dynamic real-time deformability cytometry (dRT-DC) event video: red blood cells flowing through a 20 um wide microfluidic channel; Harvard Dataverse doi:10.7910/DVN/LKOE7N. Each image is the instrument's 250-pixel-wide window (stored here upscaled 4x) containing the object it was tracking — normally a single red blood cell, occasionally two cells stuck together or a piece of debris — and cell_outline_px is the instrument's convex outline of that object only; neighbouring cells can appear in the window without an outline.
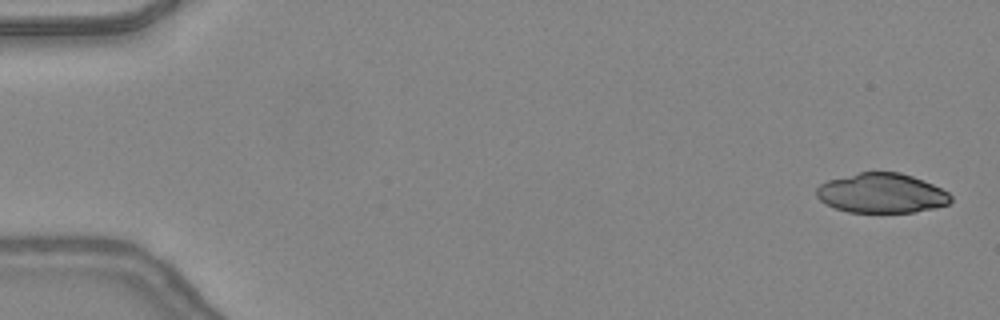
{"species": "common noctule bat (a hibernating species)", "species_latin": "Nyctalus noctula", "temperature_condition": "warm", "stored_images_in_passage": 8, "camera_frame_rate_fps": 3000, "um_per_image_px": 0.085, "animal": {"sex": "female", "body_mass_g": 24.6, "forearm_length_mm": 56.2}, "frame": {"image": 1, "passage_image": 1, "time_ms": 0.0, "image_size_px": [1000, 320], "cell_outline_px": [[952, 200], [948, 204], [936, 208], [912, 212], [848, 212], [836, 208], [820, 200], [816, 196], [816, 188], [820, 184], [828, 180], [860, 172], [900, 172], [924, 180], [948, 192], [952, 196]], "centroid_in_image_um": [74.95, 16.42], "position_along_channel_um": 10.0, "area_um2": 30.98}}